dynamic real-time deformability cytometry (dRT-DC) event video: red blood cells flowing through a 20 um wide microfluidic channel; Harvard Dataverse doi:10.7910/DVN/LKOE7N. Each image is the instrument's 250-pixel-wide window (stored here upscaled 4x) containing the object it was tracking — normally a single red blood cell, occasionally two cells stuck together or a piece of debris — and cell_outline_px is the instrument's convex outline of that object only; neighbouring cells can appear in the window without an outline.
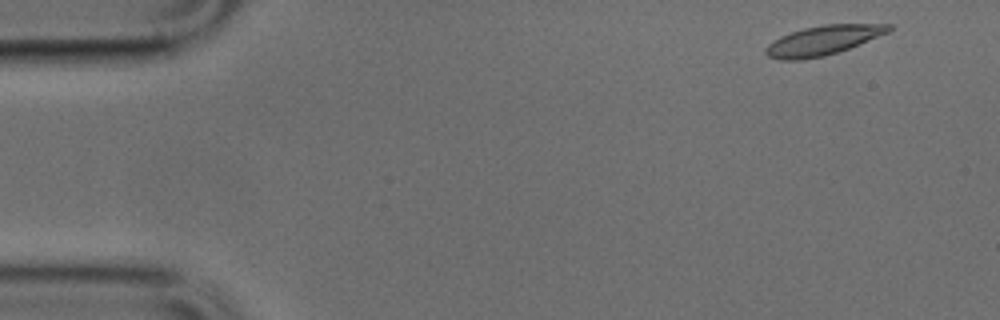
{"species": "common noctule bat (a hibernating species)", "species_latin": "Nyctalus noctula", "temperature_condition": "cold", "stored_images_in_passage": 49, "camera_frame_rate_fps": 3000, "um_per_image_px": 0.085, "animal": {"sex": "male", "body_mass_g": 17.9, "forearm_length_mm": 54.2}, "frame": {"image": 1, "passage_image": 2, "time_ms": 0.333, "image_size_px": [1000, 320], "cell_outline_px": [[892, 28], [888, 32], [848, 48], [824, 56], [804, 60], [780, 60], [768, 56], [764, 52], [764, 48], [768, 44], [780, 36], [804, 28], [824, 24], [892, 24]], "centroid_in_image_um": [69.9, 3.44], "position_along_channel_um": 15.1, "area_um2": 20.92}}
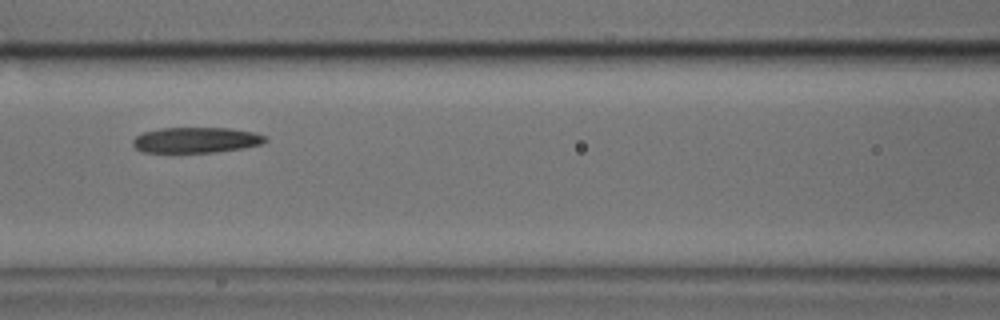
{"frame": {"image": 2, "passage_image": 20, "time_ms": 6.333, "image_size_px": [1000, 320], "cell_outline_px": [[268, 140], [260, 144], [244, 148], [216, 152], [144, 152], [136, 148], [132, 144], [132, 140], [136, 136], [144, 132], [160, 128], [228, 128], [252, 132], [268, 136]], "centroid_in_image_um": [16.68, 11.9], "position_along_channel_um": 149.9, "area_um2": 19.71}}
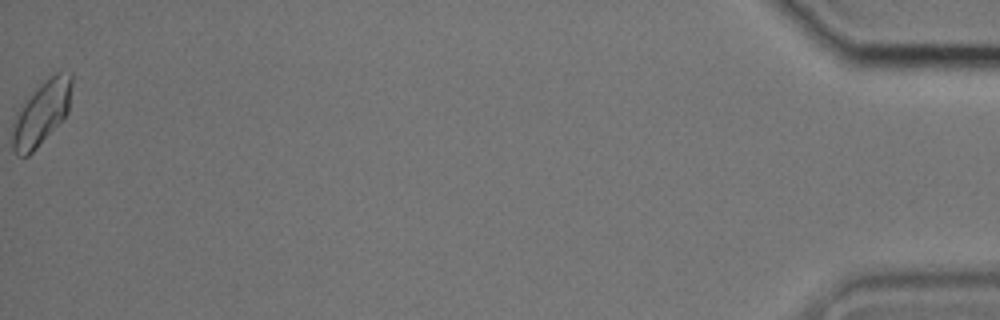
{"frame": {"image": 3, "passage_image": 49, "time_ms": 16.0, "image_size_px": [1000, 320], "cell_outline_px": [[72, 84], [68, 112], [36, 148], [28, 156], [16, 156], [12, 148], [12, 124], [16, 112], [24, 100], [48, 76], [56, 72], [72, 72]], "centroid_in_image_um": [3.5, 9.58], "position_along_channel_um": 431.7, "area_um2": 22.2}}